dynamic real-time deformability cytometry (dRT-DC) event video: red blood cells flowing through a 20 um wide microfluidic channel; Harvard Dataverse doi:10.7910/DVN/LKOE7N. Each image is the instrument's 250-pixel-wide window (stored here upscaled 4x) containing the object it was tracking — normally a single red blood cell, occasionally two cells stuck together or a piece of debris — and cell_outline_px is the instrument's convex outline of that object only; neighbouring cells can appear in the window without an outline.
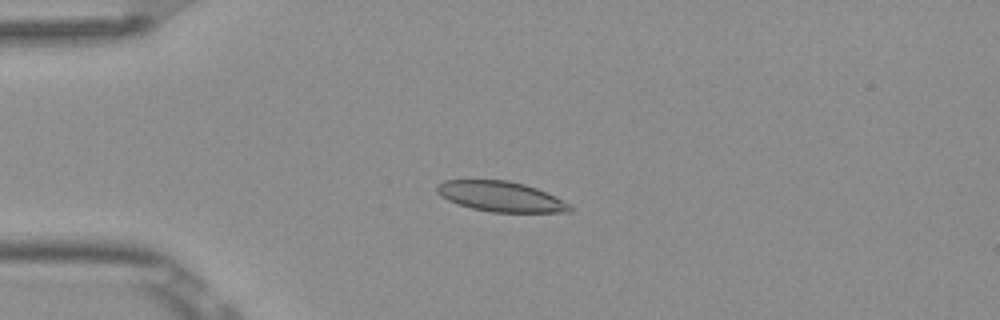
{"species": "Egyptian fruit bat (a non-hibernating species)", "species_latin": "Rousettus aegyptiacus", "temperature_condition": "room temperature", "stored_images_in_passage": 9, "camera_frame_rate_fps": 3000, "um_per_image_px": 0.085, "frame": {"image": 1, "passage_image": 4, "time_ms": 1.0, "image_size_px": [1000, 320], "cell_outline_px": [[572, 212], [492, 212], [472, 208], [448, 200], [440, 196], [436, 192], [436, 184], [444, 180], [508, 180], [524, 184], [536, 188], [572, 204]], "centroid_in_image_um": [42.56, 16.7], "position_along_channel_um": 42.4, "area_um2": 23.41}}
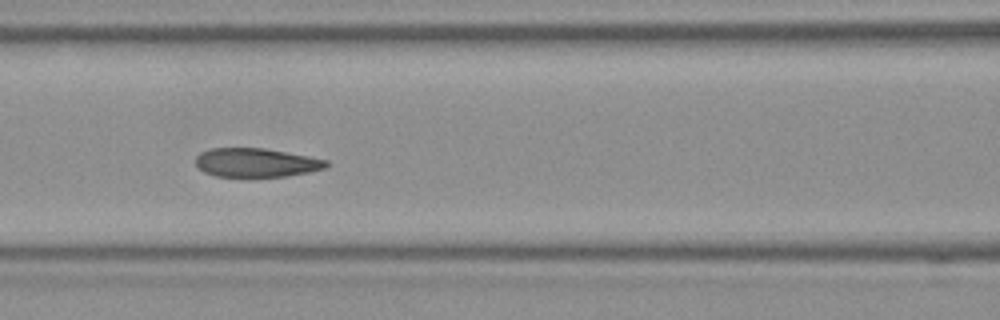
{"frame": {"image": 2, "passage_image": 7, "time_ms": 2.0, "image_size_px": [1000, 320], "cell_outline_px": [[332, 164], [328, 168], [288, 176], [216, 176], [204, 172], [196, 164], [196, 156], [200, 152], [212, 148], [264, 148], [308, 156], [328, 160]], "centroid_in_image_um": [21.82, 13.82], "position_along_channel_um": 144.8, "area_um2": 21.96}}
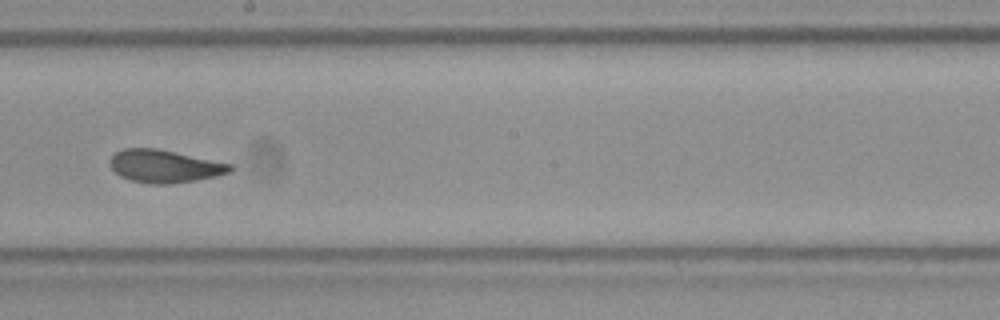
{"frame": {"image": 3, "passage_image": 9, "time_ms": 2.667, "image_size_px": [1000, 320], "cell_outline_px": [[236, 168], [232, 172], [216, 176], [168, 184], [152, 184], [132, 180], [120, 176], [108, 164], [108, 160], [116, 152], [124, 148], [156, 148], [232, 164]], "centroid_in_image_um": [13.99, 14.12], "position_along_channel_um": 234.2, "area_um2": 22.83}}